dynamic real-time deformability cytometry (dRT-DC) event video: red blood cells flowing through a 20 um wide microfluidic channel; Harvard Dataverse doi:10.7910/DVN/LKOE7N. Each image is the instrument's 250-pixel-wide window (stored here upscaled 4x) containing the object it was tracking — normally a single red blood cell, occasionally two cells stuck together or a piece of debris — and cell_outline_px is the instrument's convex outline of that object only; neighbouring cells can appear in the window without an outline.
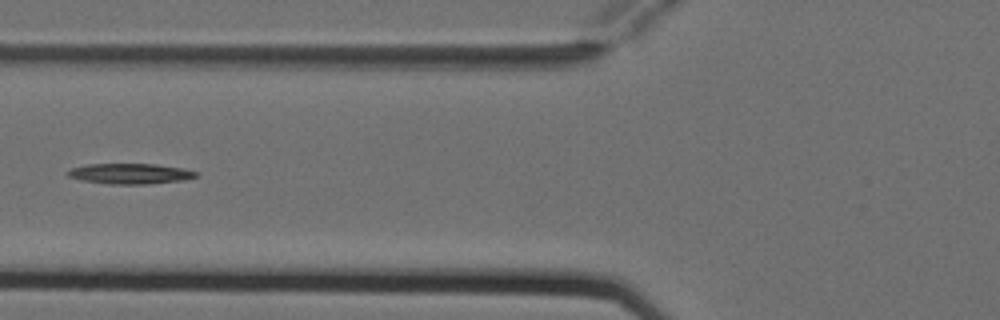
{"species": "Egyptian fruit bat (a non-hibernating species)", "species_latin": "Rousettus aegyptiacus", "temperature_condition": "cold", "stored_images_in_passage": 7, "camera_frame_rate_fps": 3000, "um_per_image_px": 0.085, "animal": {"sex": "female"}, "frame": {"image": 1, "passage_image": 6, "time_ms": 1.667, "image_size_px": [1000, 320], "cell_outline_px": [[196, 176], [184, 180], [148, 184], [108, 184], [80, 180], [68, 176], [68, 172], [72, 168], [88, 164], [156, 164], [184, 168], [196, 172]], "centroid_in_image_um": [11.06, 14.76], "position_along_channel_um": 114.7, "area_um2": 15.2}}
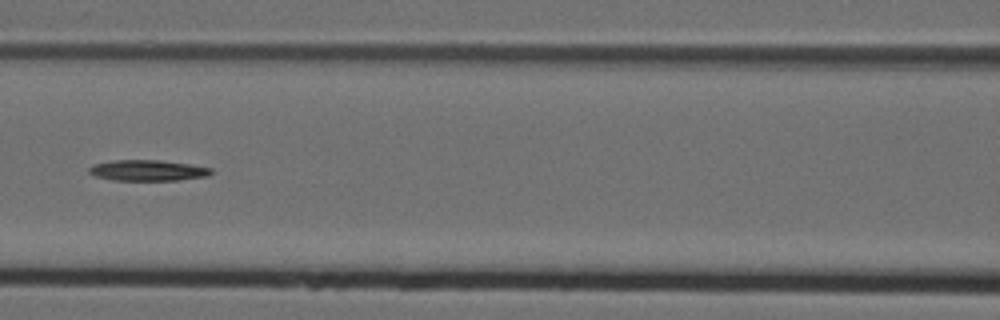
{"frame": {"image": 2, "passage_image": 7, "time_ms": 2.0, "image_size_px": [1000, 320], "cell_outline_px": [[212, 172], [208, 176], [176, 180], [112, 180], [92, 176], [88, 172], [88, 168], [92, 164], [112, 160], [160, 160], [188, 164], [212, 168]], "centroid_in_image_um": [12.48, 14.48], "position_along_channel_um": 154.1, "area_um2": 14.91}}